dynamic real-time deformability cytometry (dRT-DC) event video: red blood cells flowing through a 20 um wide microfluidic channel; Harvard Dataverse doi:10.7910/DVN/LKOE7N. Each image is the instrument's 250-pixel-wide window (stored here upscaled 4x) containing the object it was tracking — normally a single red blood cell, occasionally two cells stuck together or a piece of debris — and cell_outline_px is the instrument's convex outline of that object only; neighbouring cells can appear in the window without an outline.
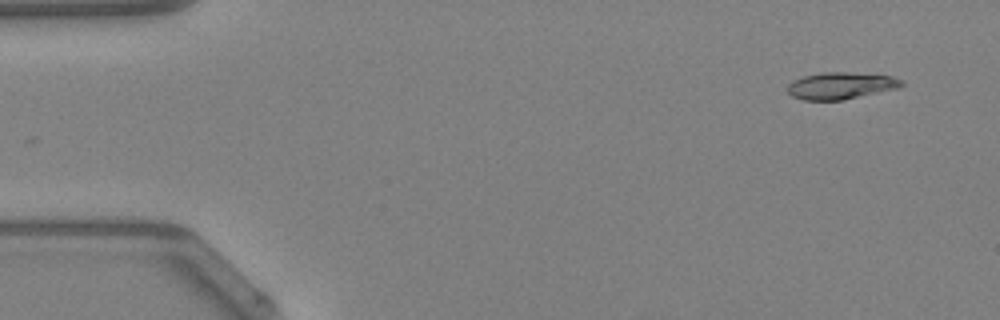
{"species": "Egyptian fruit bat (a non-hibernating species)", "species_latin": "Rousettus aegyptiacus", "temperature_condition": "warm", "stored_images_in_passage": 46, "camera_frame_rate_fps": 3000, "um_per_image_px": 0.085, "animal": {"sex": "female"}, "frame": {"image": 1, "passage_image": 4, "time_ms": 1.0, "image_size_px": [1000, 320], "cell_outline_px": [[904, 84], [896, 88], [840, 100], [804, 100], [792, 96], [788, 92], [788, 84], [792, 80], [804, 76], [820, 72], [848, 72], [892, 76], [904, 80]], "centroid_in_image_um": [71.44, 7.27], "position_along_channel_um": 13.6, "area_um2": 17.69}}
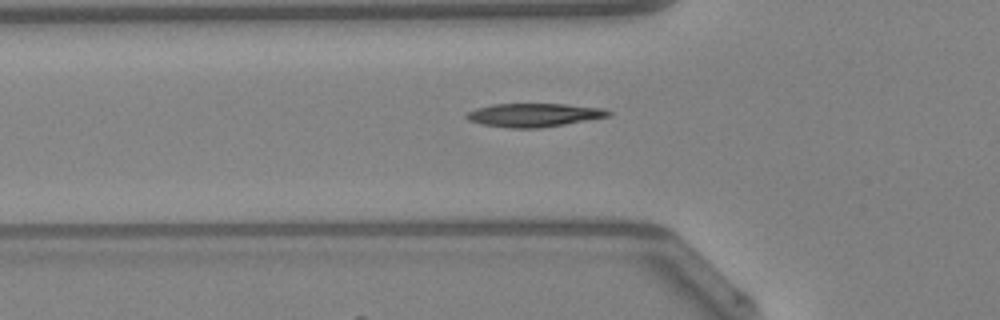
{"frame": {"image": 2, "passage_image": 17, "time_ms": 5.333, "image_size_px": [1000, 320], "cell_outline_px": [[612, 116], [540, 128], [512, 128], [484, 124], [468, 120], [464, 116], [468, 112], [476, 108], [492, 104], [568, 104], [604, 108], [612, 112]], "centroid_in_image_um": [45.43, 9.77], "position_along_channel_um": 80.4, "area_um2": 19.42}}
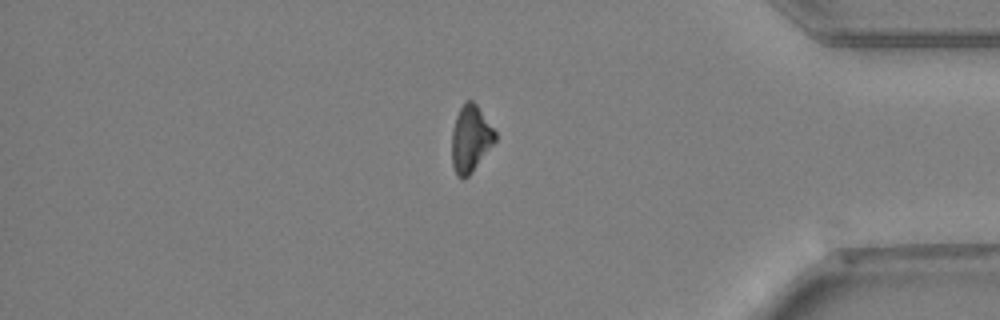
{"frame": {"image": 3, "passage_image": 41, "time_ms": 13.333, "image_size_px": [1000, 320], "cell_outline_px": [[496, 140], [472, 172], [464, 180], [460, 180], [456, 176], [452, 164], [452, 128], [456, 116], [460, 108], [468, 100], [472, 100], [476, 104], [496, 132]], "centroid_in_image_um": [39.98, 11.83], "position_along_channel_um": 395.2, "area_um2": 16.82}}